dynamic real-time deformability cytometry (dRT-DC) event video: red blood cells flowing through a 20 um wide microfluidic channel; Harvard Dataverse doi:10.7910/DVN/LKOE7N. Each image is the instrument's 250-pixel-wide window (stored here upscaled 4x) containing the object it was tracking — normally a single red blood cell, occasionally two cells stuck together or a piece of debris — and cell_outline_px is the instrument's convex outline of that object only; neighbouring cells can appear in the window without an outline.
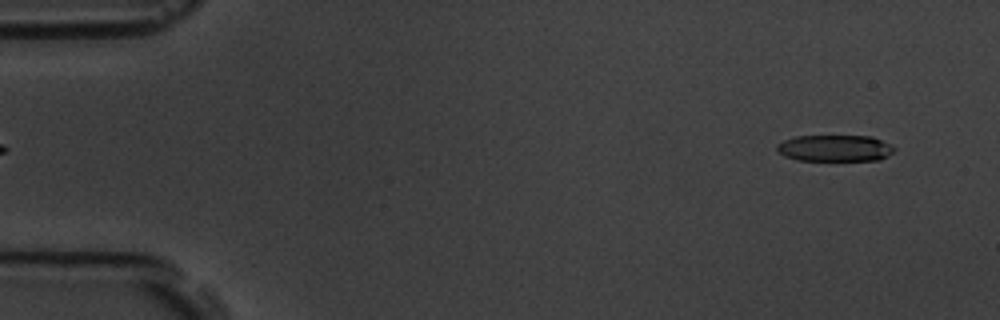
{"species": "common noctule bat (a hibernating species)", "species_latin": "Nyctalus noctula", "temperature_condition": "room temperature", "stored_images_in_passage": 5, "segment_of_instrument_passage": [2, 2], "camera_frame_rate_fps": 3000, "um_per_image_px": 0.085, "animal": {"sex": "male", "body_mass_g": 19.5, "forearm_length_mm": 54.6}, "frame": {"image": 1, "passage_image": 5, "time_ms": 5.667, "image_size_px": [1000, 320], "cell_outline_px": [[896, 148], [888, 156], [880, 160], [796, 160], [784, 156], [776, 148], [776, 144], [784, 140], [796, 136], [872, 136]], "centroid_in_image_um": [70.95, 12.59], "position_along_channel_um": 14.1, "area_um2": 18.03}}